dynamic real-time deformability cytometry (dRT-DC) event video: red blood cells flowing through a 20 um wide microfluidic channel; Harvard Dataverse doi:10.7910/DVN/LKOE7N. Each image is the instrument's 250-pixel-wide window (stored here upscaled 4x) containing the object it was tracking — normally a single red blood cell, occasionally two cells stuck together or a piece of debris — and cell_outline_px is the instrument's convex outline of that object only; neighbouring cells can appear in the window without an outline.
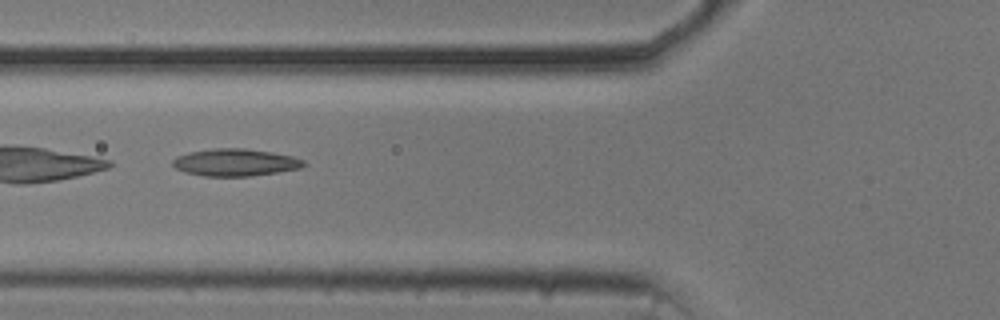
{"species": "common noctule bat (a hibernating species)", "species_latin": "Nyctalus noctula", "temperature_condition": "cold", "stored_images_in_passage": 13, "camera_frame_rate_fps": 3000, "um_per_image_px": 0.085, "animal": {"sex": "male", "body_mass_g": 20.5, "forearm_length_mm": 52.5}, "frame": {"image": 1, "passage_image": 7, "time_ms": 2.0, "image_size_px": [1000, 320], "cell_outline_px": [[308, 164], [300, 168], [252, 176], [204, 176], [184, 172], [176, 168], [172, 164], [172, 160], [176, 156], [188, 152], [212, 148], [244, 148], [272, 152], [292, 156], [304, 160]], "centroid_in_image_um": [19.98, 13.8], "position_along_channel_um": 105.8, "area_um2": 20.92}}
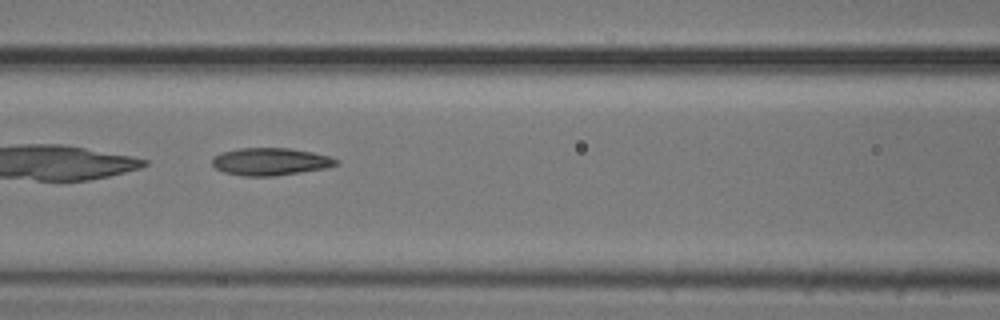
{"frame": {"image": 2, "passage_image": 10, "time_ms": 3.0, "image_size_px": [1000, 320], "cell_outline_px": [[340, 164], [328, 168], [276, 176], [244, 176], [224, 172], [216, 168], [212, 164], [212, 156], [220, 152], [240, 148], [288, 148], [312, 152], [332, 156], [340, 160]], "centroid_in_image_um": [23.03, 13.73], "position_along_channel_um": 143.6, "area_um2": 20.17}}